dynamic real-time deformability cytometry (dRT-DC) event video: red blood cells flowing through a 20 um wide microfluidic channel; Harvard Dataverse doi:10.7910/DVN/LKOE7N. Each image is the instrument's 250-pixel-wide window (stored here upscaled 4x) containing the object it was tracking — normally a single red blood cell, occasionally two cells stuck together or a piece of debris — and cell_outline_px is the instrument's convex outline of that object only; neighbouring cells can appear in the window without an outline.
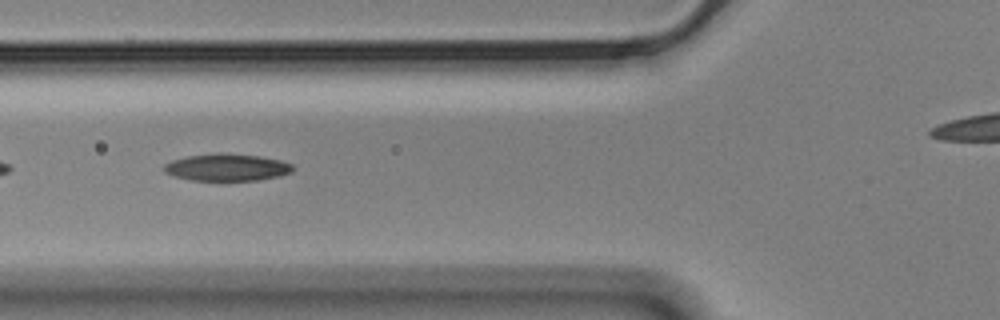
{"species": "Egyptian fruit bat (a non-hibernating species)", "species_latin": "Rousettus aegyptiacus", "temperature_condition": "cold", "stored_images_in_passage": 36, "camera_frame_rate_fps": 3000, "um_per_image_px": 0.085, "animal": {"sex": "male"}, "frame": {"image": 1, "passage_image": 6, "time_ms": 1.667, "image_size_px": [1000, 320], "cell_outline_px": [[296, 168], [292, 172], [280, 176], [260, 180], [192, 180], [176, 176], [164, 172], [164, 164], [172, 160], [188, 156], [220, 152], [224, 152], [260, 156], [280, 160], [292, 164]], "centroid_in_image_um": [19.33, 14.21], "position_along_channel_um": 106.5, "area_um2": 20.46}}
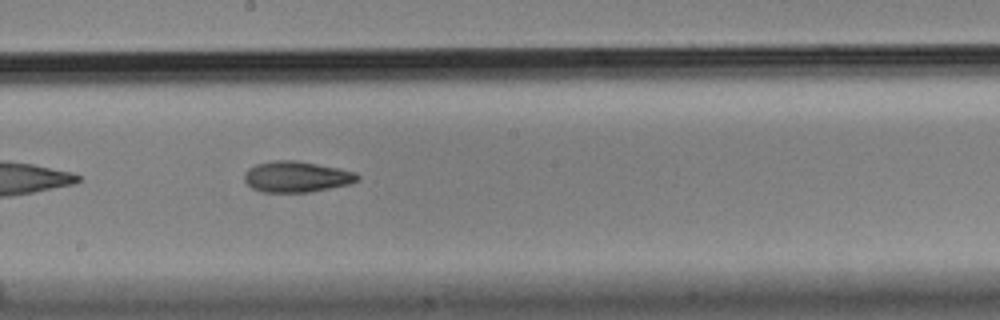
{"frame": {"image": 2, "passage_image": 16, "time_ms": 5.0, "image_size_px": [1000, 320], "cell_outline_px": [[360, 180], [348, 184], [312, 192], [264, 192], [252, 188], [244, 180], [244, 172], [248, 168], [256, 164], [272, 160], [296, 160], [356, 172], [360, 176]], "centroid_in_image_um": [25.19, 15.02], "position_along_channel_um": 223.0, "area_um2": 20.4}}